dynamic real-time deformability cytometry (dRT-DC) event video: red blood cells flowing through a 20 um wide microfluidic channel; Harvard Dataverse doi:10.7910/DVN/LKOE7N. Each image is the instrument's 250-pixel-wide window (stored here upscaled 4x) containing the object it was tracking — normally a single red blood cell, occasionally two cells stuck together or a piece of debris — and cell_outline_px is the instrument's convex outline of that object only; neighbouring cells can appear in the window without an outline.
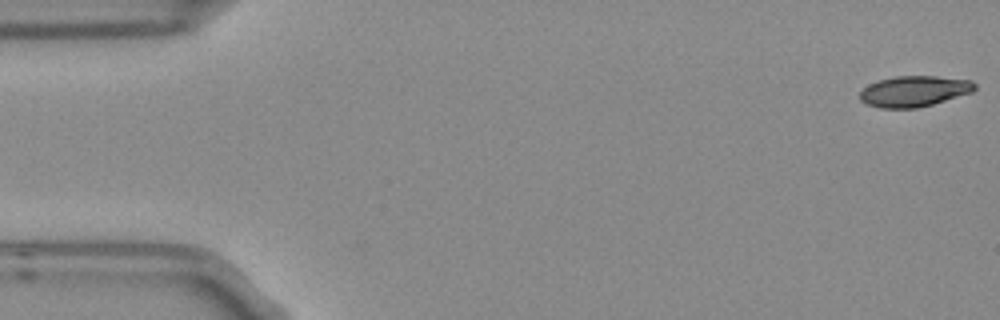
{"species": "Egyptian fruit bat (a non-hibernating species)", "species_latin": "Rousettus aegyptiacus", "temperature_condition": "room temperature", "stored_images_in_passage": 6, "segment_of_instrument_passage": [2, 2], "camera_frame_rate_fps": 3000, "um_per_image_px": 0.085, "frame": {"image": 1, "passage_image": 6, "time_ms": 1.667, "image_size_px": [1000, 320], "cell_outline_px": [[976, 88], [972, 92], [932, 104], [916, 108], [880, 108], [868, 104], [860, 100], [860, 92], [868, 84], [880, 80], [896, 76], [936, 76], [972, 80], [976, 84]], "centroid_in_image_um": [77.71, 7.75], "position_along_channel_um": 7.3, "area_um2": 20.52}}